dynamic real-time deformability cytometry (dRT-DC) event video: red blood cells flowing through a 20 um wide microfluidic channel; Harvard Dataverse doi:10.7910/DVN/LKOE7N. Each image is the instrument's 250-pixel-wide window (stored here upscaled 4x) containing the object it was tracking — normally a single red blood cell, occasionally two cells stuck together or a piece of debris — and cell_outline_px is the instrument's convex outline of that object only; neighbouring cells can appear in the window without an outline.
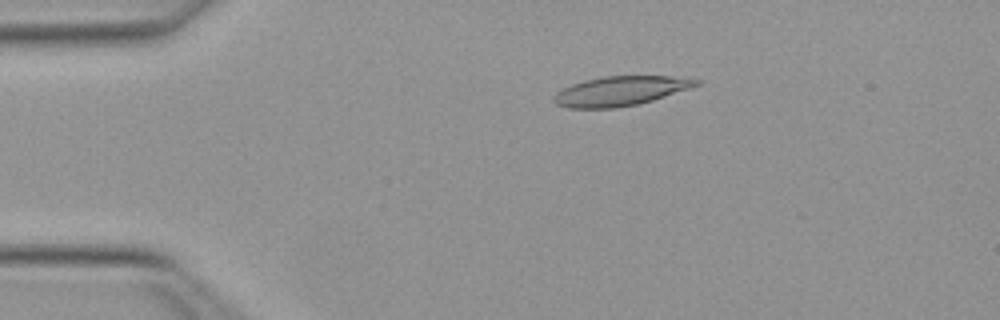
{"species": "Egyptian fruit bat (a non-hibernating species)", "species_latin": "Rousettus aegyptiacus", "temperature_condition": "warm", "stored_images_in_passage": 51, "camera_frame_rate_fps": 3000, "um_per_image_px": 0.085, "animal": {"sex": "female"}, "frame": {"image": 1, "passage_image": 10, "time_ms": 3.0, "image_size_px": [1000, 320], "cell_outline_px": [[700, 84], [640, 104], [616, 108], [568, 108], [556, 104], [552, 100], [552, 96], [556, 92], [572, 84], [584, 80], [604, 76], [672, 76], [700, 80]], "centroid_in_image_um": [52.67, 7.74], "position_along_channel_um": 32.3, "area_um2": 24.33}}
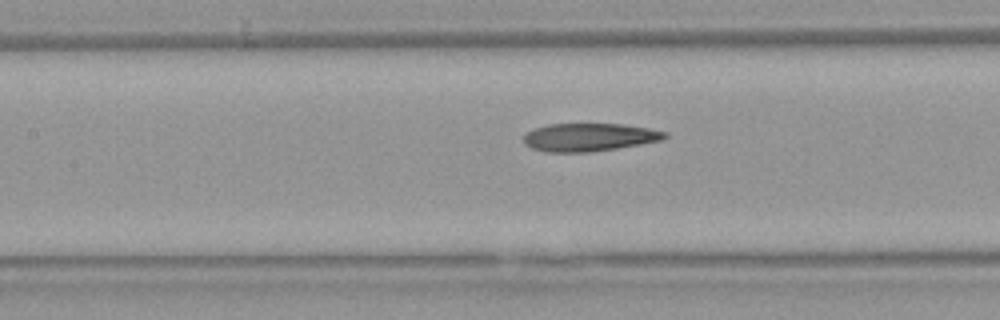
{"frame": {"image": 2, "passage_image": 23, "time_ms": 7.333, "image_size_px": [1000, 320], "cell_outline_px": [[668, 136], [660, 140], [640, 144], [592, 152], [544, 152], [532, 148], [524, 144], [524, 132], [532, 128], [548, 124], [624, 124], [648, 128], [668, 132]], "centroid_in_image_um": [50.03, 11.66], "position_along_channel_um": 157.4, "area_um2": 23.18}}
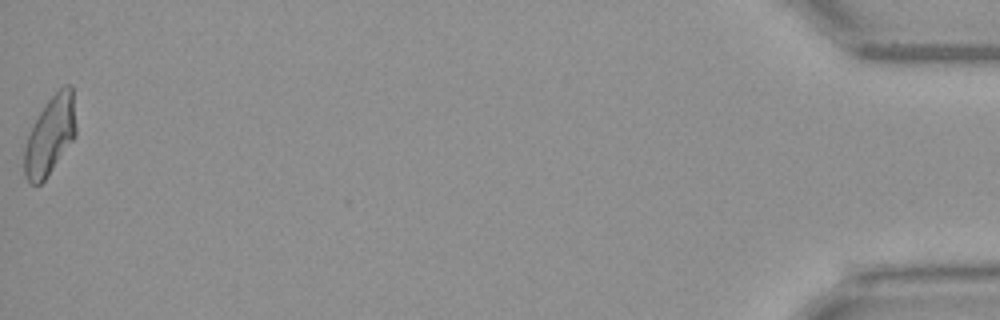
{"frame": {"image": 3, "passage_image": 51, "time_ms": 16.667, "image_size_px": [1000, 320], "cell_outline_px": [[76, 136], [44, 180], [40, 184], [32, 184], [24, 176], [24, 148], [28, 136], [40, 112], [48, 100], [64, 84], [72, 84], [76, 128]], "centroid_in_image_um": [4.27, 11.51], "position_along_channel_um": 430.9, "area_um2": 23.29}, "authors_computed_cell_mechanics": {"area_um2": 23.5824, "velocity_mm_per_s": 4.0117, "shape_relaxation_time_tau1_ms": null, "shape_relaxation_time_tau2_ms": 3.0796, "deformation_change_tau1": null, "deformation_change_tau2": 0.1311}}